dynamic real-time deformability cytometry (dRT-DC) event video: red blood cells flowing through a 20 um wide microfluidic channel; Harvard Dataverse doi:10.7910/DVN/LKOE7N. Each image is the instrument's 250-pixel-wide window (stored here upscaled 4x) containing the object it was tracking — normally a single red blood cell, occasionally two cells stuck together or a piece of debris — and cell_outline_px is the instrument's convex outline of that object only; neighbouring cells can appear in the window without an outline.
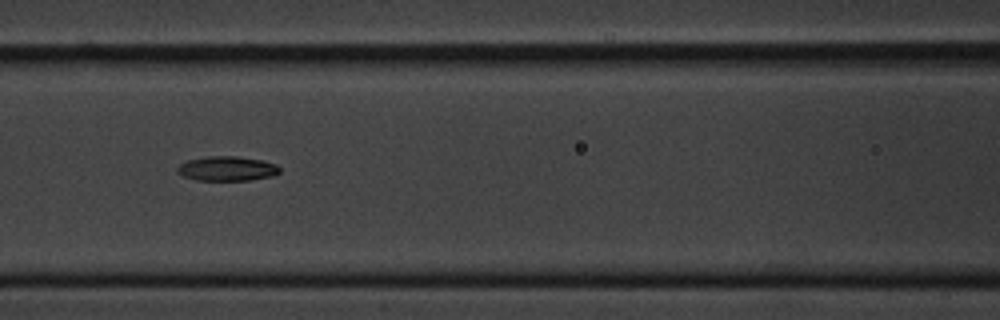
{"species": "common noctule bat (a hibernating species)", "species_latin": "Nyctalus noctula", "temperature_condition": "cold", "stored_images_in_passage": 9, "camera_frame_rate_fps": 3000, "um_per_image_px": 0.085, "animal": {"sex": "male", "body_mass_g": 20.1, "forearm_length_mm": 53.5}, "frame": {"image": 1, "passage_image": 6, "time_ms": 5.667, "image_size_px": [1000, 320], "cell_outline_px": [[280, 172], [272, 176], [248, 180], [196, 180], [184, 176], [176, 172], [176, 168], [180, 164], [188, 160], [204, 156], [236, 156], [260, 160], [276, 164], [280, 168]], "centroid_in_image_um": [19.27, 14.32], "position_along_channel_um": 147.3, "area_um2": 14.62}}
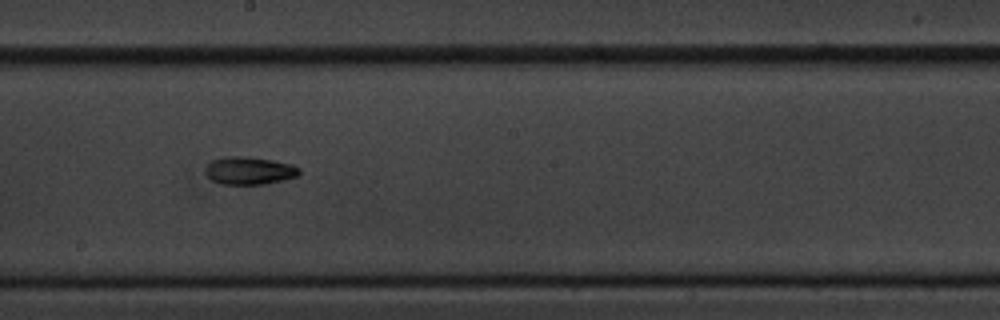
{"frame": {"image": 2, "passage_image": 8, "time_ms": 8.0, "image_size_px": [1000, 320], "cell_outline_px": [[300, 172], [296, 176], [284, 180], [264, 184], [220, 184], [212, 180], [204, 172], [208, 164], [212, 160], [224, 156], [248, 156], [272, 160], [292, 164], [300, 168]], "centroid_in_image_um": [21.18, 14.49], "position_along_channel_um": 227.0, "area_um2": 15.26}}
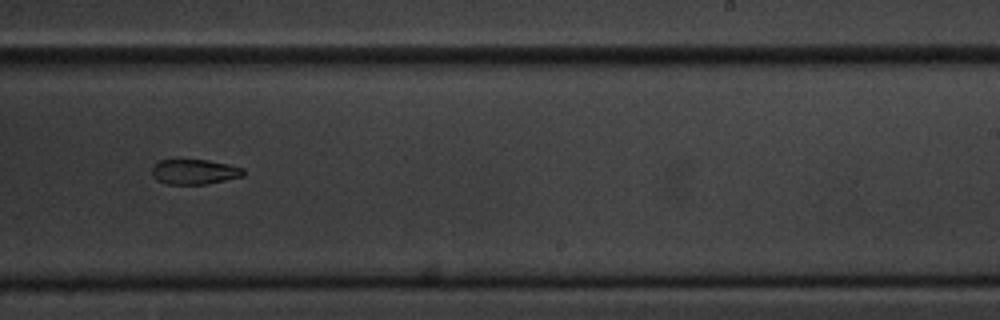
{"frame": {"image": 3, "passage_image": 9, "time_ms": 9.333, "image_size_px": [1000, 320], "cell_outline_px": [[244, 176], [204, 184], [168, 184], [156, 180], [152, 176], [152, 168], [160, 160], [176, 156], [208, 160], [228, 164], [244, 168]], "centroid_in_image_um": [16.47, 14.55], "position_along_channel_um": 272.5, "area_um2": 13.93}}